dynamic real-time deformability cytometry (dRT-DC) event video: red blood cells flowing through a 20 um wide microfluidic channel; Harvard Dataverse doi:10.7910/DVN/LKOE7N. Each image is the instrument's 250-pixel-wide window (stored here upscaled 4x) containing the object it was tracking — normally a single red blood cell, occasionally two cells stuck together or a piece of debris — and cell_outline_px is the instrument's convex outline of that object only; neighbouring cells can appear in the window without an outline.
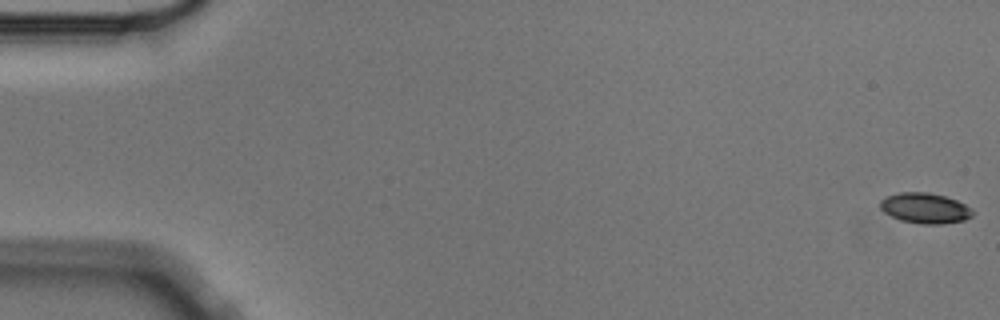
{"species": "Egyptian fruit bat (a non-hibernating species)", "species_latin": "Rousettus aegyptiacus", "temperature_condition": "cold", "stored_images_in_passage": 5, "camera_frame_rate_fps": 3000, "um_per_image_px": 0.085, "animal": {"sex": "male"}, "frame": {"image": 1, "passage_image": 1, "time_ms": 0.0, "image_size_px": [1000, 320], "cell_outline_px": [[972, 216], [964, 220], [944, 224], [924, 224], [900, 220], [884, 212], [880, 208], [880, 200], [884, 196], [900, 192], [928, 192], [944, 196], [956, 200], [972, 208]], "centroid_in_image_um": [78.6, 17.69], "position_along_channel_um": 6.4, "area_um2": 16.42}}
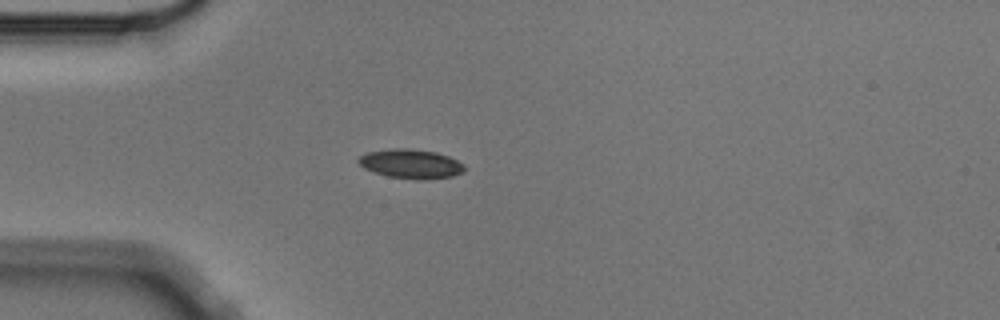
{"frame": {"image": 2, "passage_image": 5, "time_ms": 1.333, "image_size_px": [1000, 320], "cell_outline_px": [[468, 168], [464, 172], [452, 176], [428, 180], [416, 180], [388, 176], [364, 168], [356, 160], [360, 156], [368, 152], [396, 148], [408, 148], [436, 152], [448, 156], [464, 164]], "centroid_in_image_um": [34.97, 13.94], "position_along_channel_um": 50.0, "area_um2": 18.15}}